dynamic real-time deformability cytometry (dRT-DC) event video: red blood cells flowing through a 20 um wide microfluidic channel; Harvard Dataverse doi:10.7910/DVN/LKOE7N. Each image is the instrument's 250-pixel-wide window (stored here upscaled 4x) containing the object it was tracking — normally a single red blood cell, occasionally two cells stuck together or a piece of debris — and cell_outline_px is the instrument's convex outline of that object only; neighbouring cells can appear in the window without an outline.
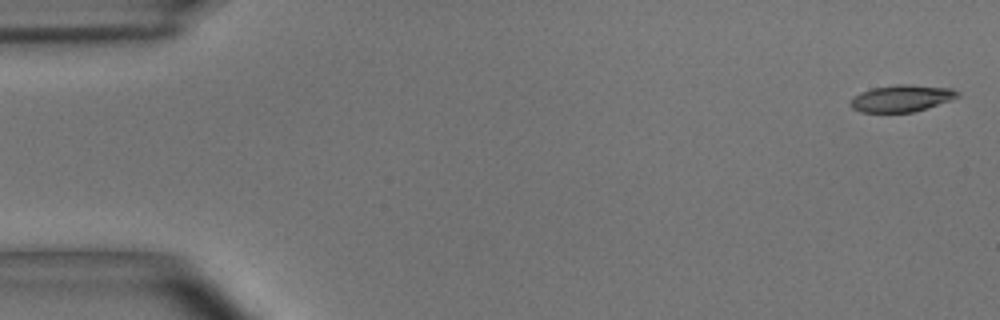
{"species": "common noctule bat (a hibernating species)", "species_latin": "Nyctalus noctula", "temperature_condition": "room temperature", "stored_images_in_passage": 5, "camera_frame_rate_fps": 3000, "um_per_image_px": 0.085, "animal": {"sex": "male", "body_mass_g": 15.6}, "frame": {"image": 1, "passage_image": 1, "time_ms": 0.0, "image_size_px": [1000, 320], "cell_outline_px": [[960, 96], [912, 112], [860, 112], [852, 108], [848, 104], [860, 92], [872, 88], [896, 84], [908, 84], [952, 88], [960, 92]], "centroid_in_image_um": [76.61, 8.34], "position_along_channel_um": 8.4, "area_um2": 16.53}}
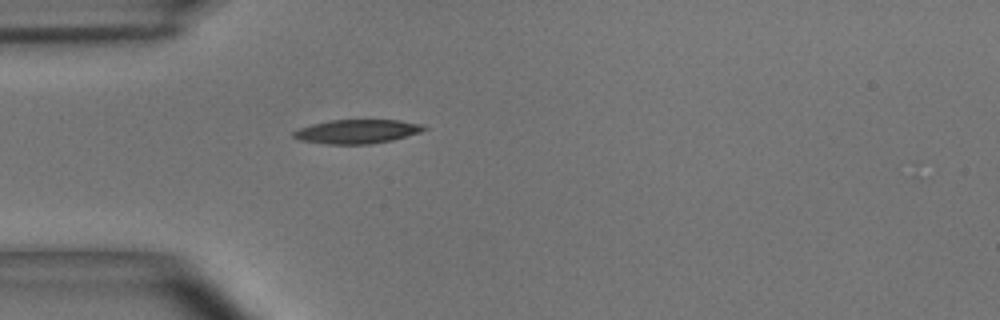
{"frame": {"image": 2, "passage_image": 5, "time_ms": 1.333, "image_size_px": [1000, 320], "cell_outline_px": [[428, 128], [420, 132], [392, 140], [368, 144], [328, 144], [300, 140], [292, 136], [292, 132], [300, 128], [312, 124], [328, 120], [400, 120], [424, 124]], "centroid_in_image_um": [30.36, 11.17], "position_along_channel_um": 54.6, "area_um2": 18.21}}